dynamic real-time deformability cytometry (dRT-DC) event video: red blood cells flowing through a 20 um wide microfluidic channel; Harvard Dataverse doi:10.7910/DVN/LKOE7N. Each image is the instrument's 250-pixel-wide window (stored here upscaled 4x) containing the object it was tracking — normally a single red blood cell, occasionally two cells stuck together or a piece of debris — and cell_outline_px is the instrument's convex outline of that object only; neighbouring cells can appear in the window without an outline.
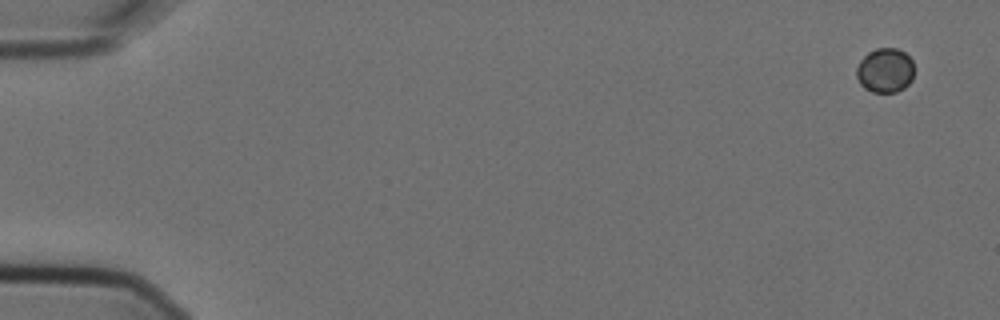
{"species": "Egyptian fruit bat (a non-hibernating species)", "species_latin": "Rousettus aegyptiacus", "temperature_condition": "cold", "stored_images_in_passage": 14, "camera_frame_rate_fps": 3000, "um_per_image_px": 0.085, "animal": {"sex": "female"}, "frame": {"image": 1, "passage_image": 1, "time_ms": 0.0, "image_size_px": [1000, 320], "cell_outline_px": [[912, 80], [904, 88], [896, 92], [872, 92], [864, 88], [860, 84], [856, 76], [856, 68], [860, 60], [868, 52], [876, 48], [896, 48], [904, 52], [912, 60]], "centroid_in_image_um": [75.2, 5.98], "position_along_channel_um": 9.8, "area_um2": 14.97}}
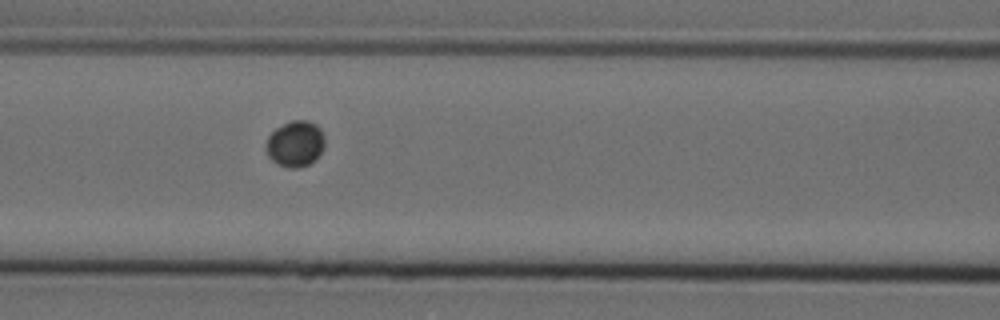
{"frame": {"image": 2, "passage_image": 7, "time_ms": 2.0, "image_size_px": [1000, 320], "cell_outline_px": [[324, 148], [316, 160], [300, 168], [288, 168], [276, 164], [268, 156], [264, 148], [264, 144], [268, 136], [276, 128], [292, 120], [308, 120], [316, 124], [320, 128], [324, 136]], "centroid_in_image_um": [25.09, 12.23], "position_along_channel_um": 141.5, "area_um2": 16.07}}
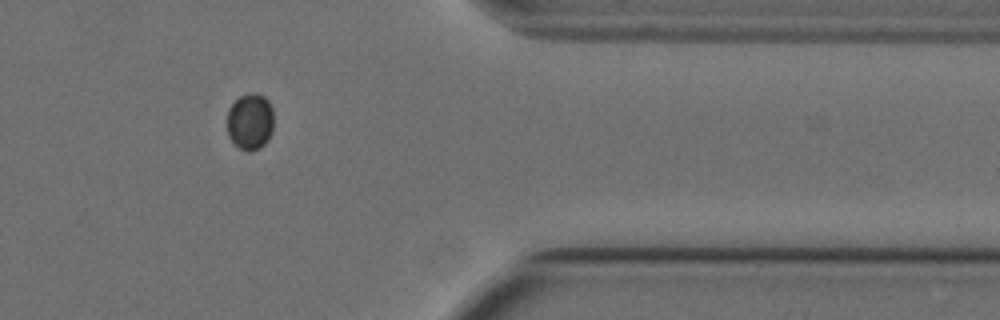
{"frame": {"image": 3, "passage_image": 13, "time_ms": 4.0, "image_size_px": [1000, 320], "cell_outline_px": [[272, 132], [268, 140], [260, 148], [252, 152], [248, 152], [240, 148], [228, 136], [228, 108], [240, 96], [252, 92], [256, 92], [264, 96], [268, 100], [272, 108]], "centroid_in_image_um": [21.27, 10.33], "position_along_channel_um": 390.1, "area_um2": 15.37}}